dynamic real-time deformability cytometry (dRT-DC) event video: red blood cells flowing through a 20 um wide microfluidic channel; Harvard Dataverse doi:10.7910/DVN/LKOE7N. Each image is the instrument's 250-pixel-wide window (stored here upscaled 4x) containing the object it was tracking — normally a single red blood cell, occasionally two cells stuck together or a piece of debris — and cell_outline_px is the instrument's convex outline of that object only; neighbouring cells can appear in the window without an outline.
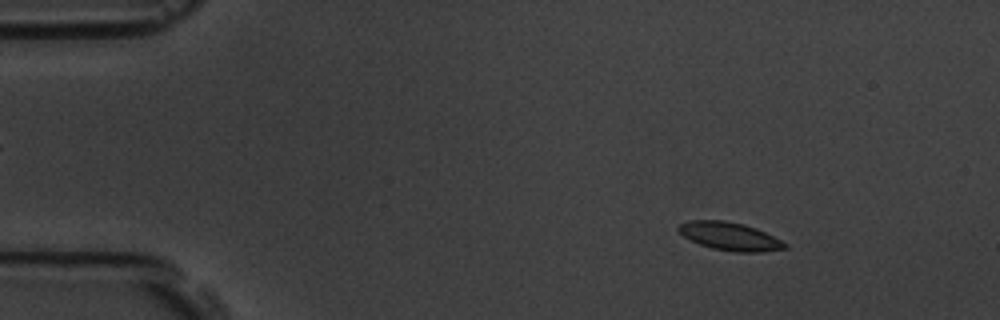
{"species": "common noctule bat (a hibernating species)", "species_latin": "Nyctalus noctula", "temperature_condition": "room temperature", "stored_images_in_passage": 6, "camera_frame_rate_fps": 3000, "um_per_image_px": 0.085, "animal": {"sex": "male", "body_mass_g": 19.5, "forearm_length_mm": 54.6}, "frame": {"image": 1, "passage_image": 3, "time_ms": 0.667, "image_size_px": [1000, 320], "cell_outline_px": [[788, 248], [760, 252], [736, 252], [712, 248], [700, 244], [684, 236], [676, 228], [680, 224], [688, 220], [724, 220], [744, 224], [756, 228], [788, 244]], "centroid_in_image_um": [62.03, 20.08], "position_along_channel_um": 23.0, "area_um2": 17.28}}
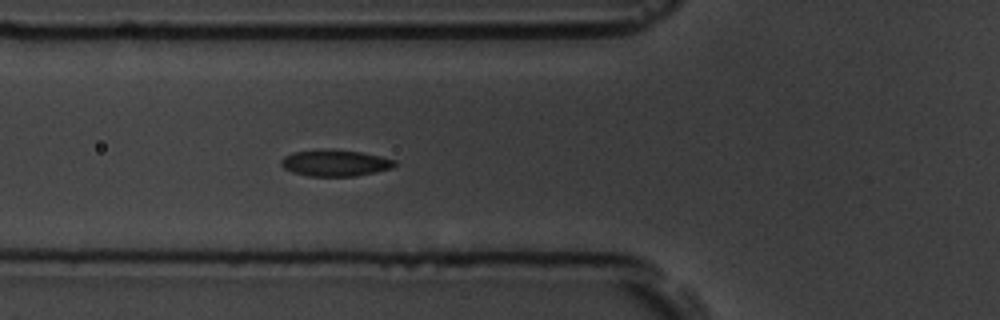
{"frame": {"image": 2, "passage_image": 6, "time_ms": 1.667, "image_size_px": [1000, 320], "cell_outline_px": [[396, 164], [392, 168], [356, 176], [308, 176], [292, 172], [284, 168], [280, 164], [280, 160], [284, 156], [292, 152], [360, 152], [380, 156], [396, 160]], "centroid_in_image_um": [28.49, 13.9], "position_along_channel_um": 97.3, "area_um2": 16.65}}